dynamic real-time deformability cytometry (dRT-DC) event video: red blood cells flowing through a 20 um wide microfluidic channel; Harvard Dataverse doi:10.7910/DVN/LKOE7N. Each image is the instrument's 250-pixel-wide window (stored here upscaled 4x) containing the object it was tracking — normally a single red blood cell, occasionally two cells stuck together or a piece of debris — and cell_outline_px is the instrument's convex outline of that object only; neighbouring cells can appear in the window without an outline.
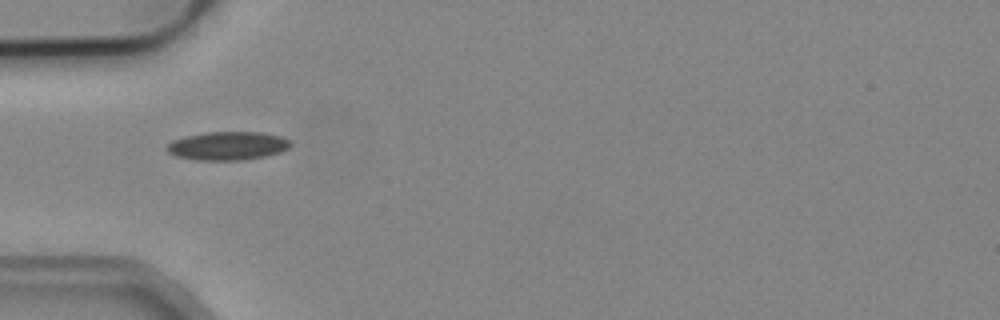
{"species": "common noctule bat (a hibernating species)", "species_latin": "Nyctalus noctula", "temperature_condition": "cold", "stored_images_in_passage": 4, "camera_frame_rate_fps": 3000, "um_per_image_px": 0.085, "animal": {"sex": "male", "body_mass_g": 19.2, "forearm_length_mm": 51.8}, "frame": {"image": 1, "passage_image": 1, "time_ms": 0.0, "image_size_px": [1000, 320], "cell_outline_px": [[292, 144], [288, 148], [280, 152], [268, 156], [244, 160], [196, 160], [176, 156], [168, 152], [164, 148], [172, 140], [184, 136], [204, 132], [260, 132], [280, 136], [292, 140]], "centroid_in_image_um": [19.35, 12.39], "position_along_channel_um": 65.6, "area_um2": 20.81}}
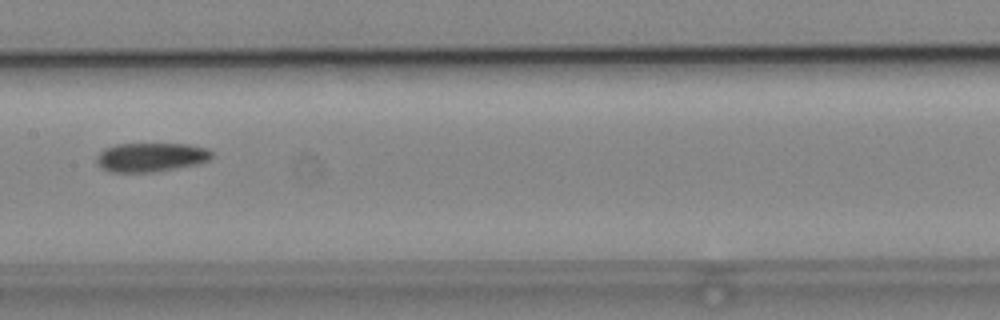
{"frame": {"image": 2, "passage_image": 4, "time_ms": 1.0, "image_size_px": [1000, 320], "cell_outline_px": [[212, 156], [208, 160], [200, 164], [152, 172], [112, 172], [100, 168], [96, 164], [96, 156], [104, 148], [116, 144], [188, 144], [208, 148], [212, 152]], "centroid_in_image_um": [12.81, 13.36], "position_along_channel_um": 194.6, "area_um2": 19.65}}